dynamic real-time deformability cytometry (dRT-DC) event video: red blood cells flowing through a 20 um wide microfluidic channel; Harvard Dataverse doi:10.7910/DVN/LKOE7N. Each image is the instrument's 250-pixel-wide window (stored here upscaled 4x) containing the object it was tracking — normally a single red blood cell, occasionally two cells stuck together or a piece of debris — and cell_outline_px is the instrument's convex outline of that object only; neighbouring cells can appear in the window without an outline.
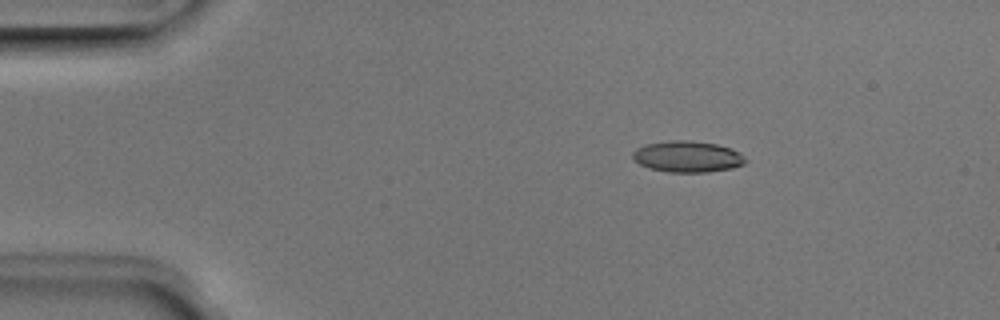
{"species": "Egyptian fruit bat (a non-hibernating species)", "species_latin": "Rousettus aegyptiacus", "temperature_condition": "room temperature", "stored_images_in_passage": 5, "camera_frame_rate_fps": 3000, "um_per_image_px": 0.085, "animal": {"sex": "male"}, "frame": {"image": 1, "passage_image": 3, "time_ms": 0.667, "image_size_px": [1000, 320], "cell_outline_px": [[748, 160], [744, 164], [732, 168], [708, 172], [668, 172], [648, 168], [640, 164], [632, 156], [632, 152], [636, 148], [644, 144], [672, 140], [688, 140], [716, 144], [740, 152]], "centroid_in_image_um": [58.43, 13.31], "position_along_channel_um": 26.6, "area_um2": 20.58}}